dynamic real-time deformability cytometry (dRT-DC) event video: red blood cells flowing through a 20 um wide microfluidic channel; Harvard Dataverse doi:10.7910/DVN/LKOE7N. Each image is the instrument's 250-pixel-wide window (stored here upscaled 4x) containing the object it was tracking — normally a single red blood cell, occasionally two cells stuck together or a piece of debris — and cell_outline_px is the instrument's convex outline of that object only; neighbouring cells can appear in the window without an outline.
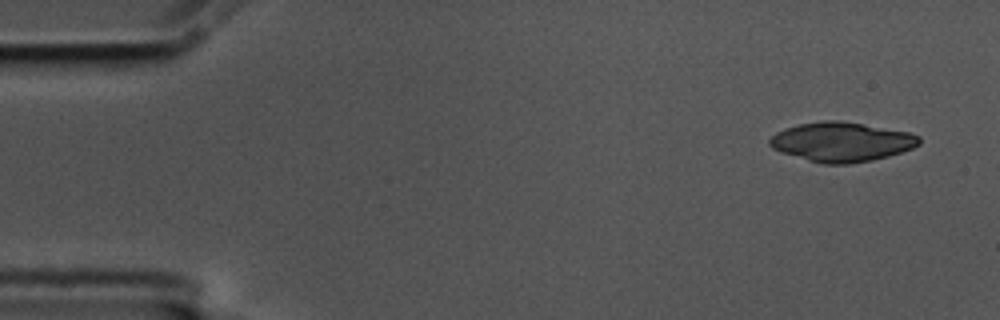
{"species": "common noctule bat (a hibernating species)", "species_latin": "Nyctalus noctula", "temperature_condition": "cold", "stored_images_in_passage": 6, "camera_frame_rate_fps": 3000, "um_per_image_px": 0.085, "animal": {"sex": "male", "body_mass_g": 17.5, "forearm_length_mm": 52.3}, "frame": {"image": 1, "passage_image": 1, "time_ms": 0.0, "image_size_px": [1000, 320], "cell_outline_px": [[920, 144], [912, 148], [888, 156], [872, 160], [848, 164], [820, 164], [780, 152], [772, 148], [768, 144], [768, 140], [776, 132], [784, 128], [800, 124], [820, 120], [840, 120], [864, 124], [908, 132], [920, 136]], "centroid_in_image_um": [71.5, 12.06], "position_along_channel_um": 13.5, "area_um2": 34.51}}